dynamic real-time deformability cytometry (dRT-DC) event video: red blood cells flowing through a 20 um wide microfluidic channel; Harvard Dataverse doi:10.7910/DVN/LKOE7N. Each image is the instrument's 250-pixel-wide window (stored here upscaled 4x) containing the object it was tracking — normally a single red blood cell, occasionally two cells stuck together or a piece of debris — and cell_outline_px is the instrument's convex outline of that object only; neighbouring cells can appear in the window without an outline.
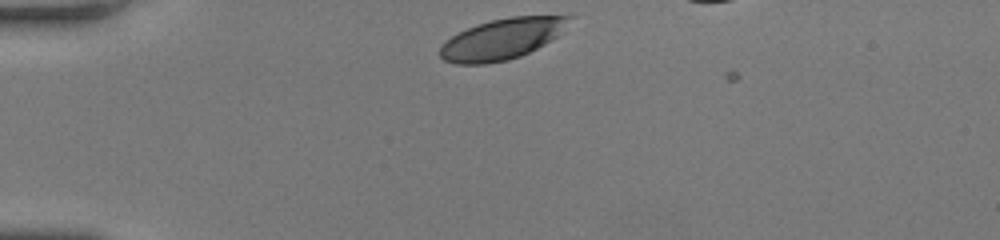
{"species": "human", "species_latin": "Homo sapiens", "temperature_condition": "room temperature", "stored_images_in_passage": 34, "camera_frame_rate_fps": 3000, "um_per_image_px": 0.085, "donor": {"sex": "female"}, "frame": {"image": 1, "passage_image": 1, "time_ms": 0.0, "image_size_px": [1000, 240], "cell_outline_px": [[572, 16], [556, 36], [552, 40], [520, 56], [508, 60], [484, 64], [456, 64], [444, 60], [440, 56], [440, 48], [444, 40], [476, 24], [492, 20], [512, 16]], "centroid_in_image_um": [42.6, 3.33], "position_along_channel_um": 42.4, "area_um2": 30.23}}
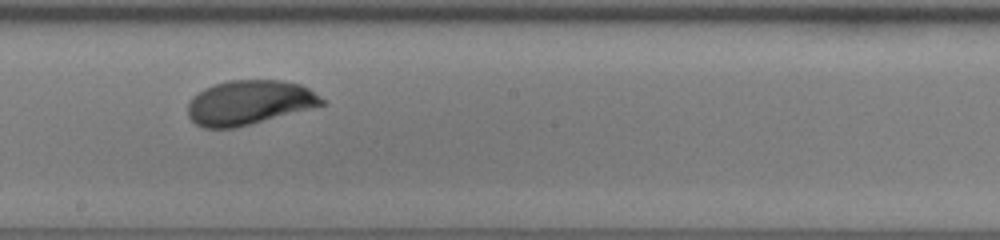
{"frame": {"image": 2, "passage_image": 19, "time_ms": 6.0, "image_size_px": [1000, 240], "cell_outline_px": [[324, 104], [236, 128], [204, 128], [196, 124], [188, 116], [188, 104], [192, 96], [204, 88], [228, 80], [280, 80], [300, 84], [308, 88], [324, 100]], "centroid_in_image_um": [21.13, 8.71], "position_along_channel_um": 227.1, "area_um2": 34.39}}
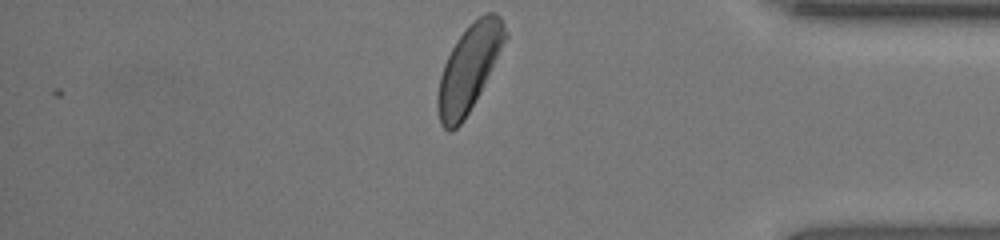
{"frame": {"image": 3, "passage_image": 34, "time_ms": 11.0, "image_size_px": [1000, 240], "cell_outline_px": [[508, 36], [480, 92], [464, 120], [452, 132], [448, 132], [440, 124], [436, 104], [436, 100], [440, 76], [444, 64], [456, 40], [484, 12], [492, 12], [500, 16], [508, 32]], "centroid_in_image_um": [39.85, 5.83], "position_along_channel_um": 395.3, "area_um2": 33.41}, "authors_computed_cell_mechanics": {"area_um2": 34.391, "velocity_mm_per_s": 3.785, "shape_relaxation_time_tau1_ms": 3.4136, "shape_relaxation_time_tau2_ms": null, "deformation_change_tau1": 0.1545, "deformation_change_tau2": null}}